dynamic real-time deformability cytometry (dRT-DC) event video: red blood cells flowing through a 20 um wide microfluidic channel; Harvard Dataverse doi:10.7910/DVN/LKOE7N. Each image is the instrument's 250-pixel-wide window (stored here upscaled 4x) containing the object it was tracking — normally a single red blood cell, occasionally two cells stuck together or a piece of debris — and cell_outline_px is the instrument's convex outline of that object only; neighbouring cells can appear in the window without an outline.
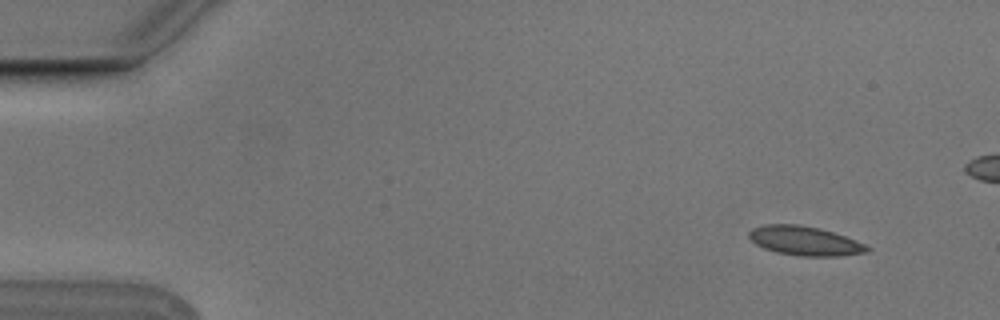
{"species": "Egyptian fruit bat (a non-hibernating species)", "species_latin": "Rousettus aegyptiacus", "temperature_condition": "cold", "stored_images_in_passage": 5, "camera_frame_rate_fps": 3000, "um_per_image_px": 0.085, "animal": {"sex": "male"}, "frame": {"image": 1, "passage_image": 2, "time_ms": 0.333, "image_size_px": [1000, 320], "cell_outline_px": [[872, 248], [868, 252], [840, 256], [796, 256], [776, 252], [764, 248], [756, 244], [748, 236], [748, 232], [752, 228], [764, 224], [800, 224], [820, 228], [856, 240]], "centroid_in_image_um": [68.4, 20.47], "position_along_channel_um": 16.6, "area_um2": 20.23}}